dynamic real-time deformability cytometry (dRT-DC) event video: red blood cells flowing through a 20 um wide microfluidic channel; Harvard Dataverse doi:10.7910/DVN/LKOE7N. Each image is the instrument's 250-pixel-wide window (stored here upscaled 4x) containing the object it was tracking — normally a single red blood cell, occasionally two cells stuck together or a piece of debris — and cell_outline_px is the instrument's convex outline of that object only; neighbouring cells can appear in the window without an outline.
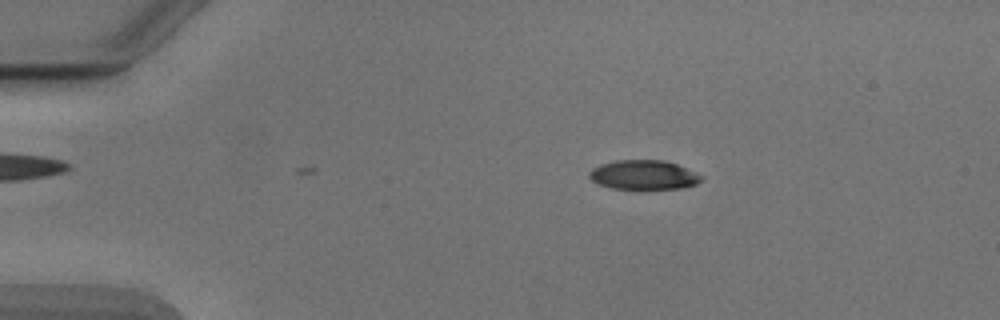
{"species": "Egyptian fruit bat (a non-hibernating species)", "species_latin": "Rousettus aegyptiacus", "temperature_condition": "cold", "stored_images_in_passage": 6, "camera_frame_rate_fps": 3000, "um_per_image_px": 0.085, "animal": {"sex": "male"}, "frame": {"image": 1, "passage_image": 6, "time_ms": 1.667, "image_size_px": [1000, 320], "cell_outline_px": [[704, 176], [696, 184], [684, 188], [644, 192], [612, 188], [600, 184], [592, 180], [588, 176], [588, 172], [592, 168], [600, 164], [616, 160], [664, 160], [676, 164], [696, 172]], "centroid_in_image_um": [54.72, 14.91], "position_along_channel_um": 30.3, "area_um2": 20.06}}